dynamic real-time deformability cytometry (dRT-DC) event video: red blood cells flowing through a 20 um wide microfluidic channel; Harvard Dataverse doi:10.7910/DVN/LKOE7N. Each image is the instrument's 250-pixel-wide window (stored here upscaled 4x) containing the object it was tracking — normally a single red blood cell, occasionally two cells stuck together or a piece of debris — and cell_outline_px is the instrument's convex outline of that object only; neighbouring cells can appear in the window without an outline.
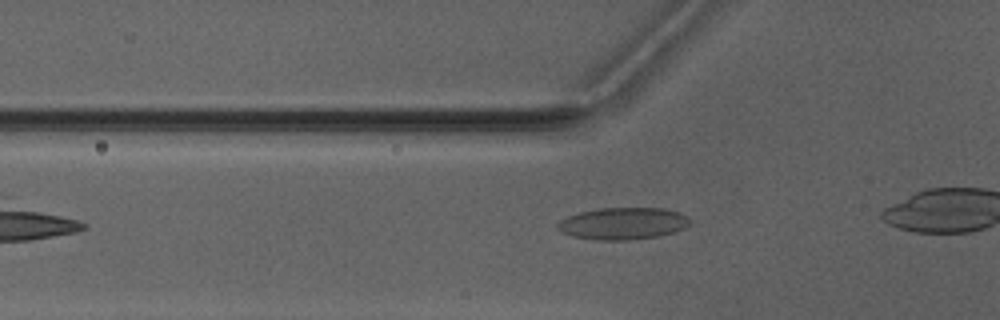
{"species": "Egyptian fruit bat (a non-hibernating species)", "species_latin": "Rousettus aegyptiacus", "temperature_condition": "warm", "stored_images_in_passage": 6, "camera_frame_rate_fps": 3000, "um_per_image_px": 0.085, "animal": {"sex": "male"}, "frame": {"image": 1, "passage_image": 4, "time_ms": 4.0, "image_size_px": [1000, 320], "cell_outline_px": [[692, 220], [684, 228], [676, 232], [660, 236], [628, 240], [600, 240], [572, 236], [560, 232], [556, 228], [556, 224], [560, 220], [568, 216], [580, 212], [600, 208], [664, 208], [680, 212], [688, 216]], "centroid_in_image_um": [52.97, 19.0], "position_along_channel_um": 72.8, "area_um2": 24.91}}